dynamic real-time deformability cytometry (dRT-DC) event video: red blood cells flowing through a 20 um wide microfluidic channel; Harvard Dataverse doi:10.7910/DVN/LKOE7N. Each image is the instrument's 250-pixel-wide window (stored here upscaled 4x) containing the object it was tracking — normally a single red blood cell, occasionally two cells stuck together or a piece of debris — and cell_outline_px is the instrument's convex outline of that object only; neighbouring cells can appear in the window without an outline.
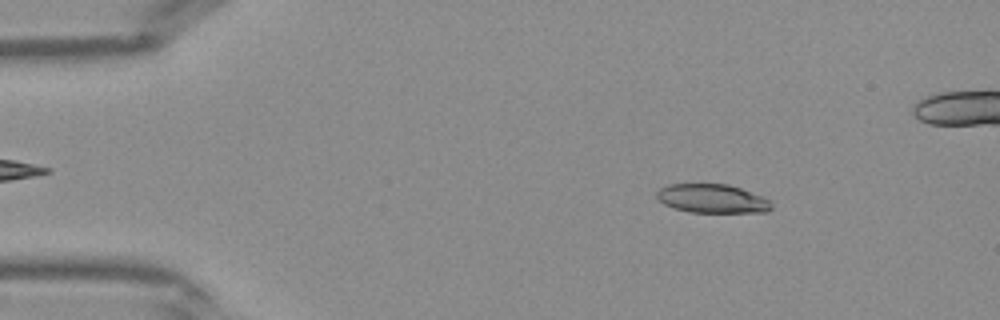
{"species": "Egyptian fruit bat (a non-hibernating species)", "species_latin": "Rousettus aegyptiacus", "temperature_condition": "warm", "stored_images_in_passage": 42, "camera_frame_rate_fps": 3000, "um_per_image_px": 0.085, "frame": {"image": 1, "passage_image": 6, "time_ms": 1.667, "image_size_px": [1000, 320], "cell_outline_px": [[772, 208], [768, 212], [688, 212], [664, 204], [656, 196], [656, 192], [660, 188], [668, 184], [728, 184], [764, 196], [772, 204]], "centroid_in_image_um": [60.56, 16.88], "position_along_channel_um": 24.4, "area_um2": 19.25}}
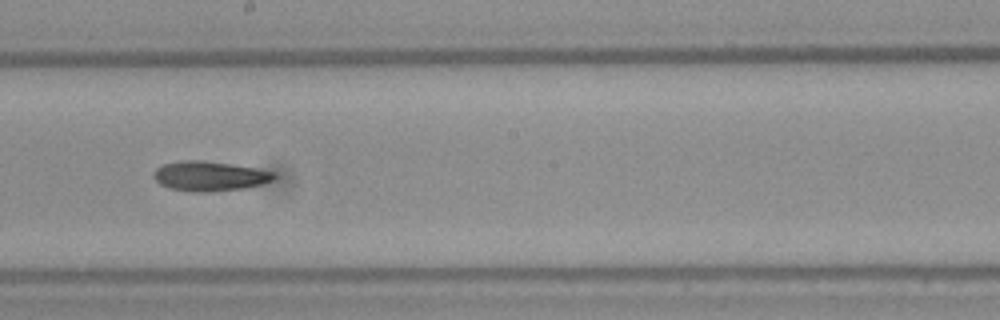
{"frame": {"image": 2, "passage_image": 23, "time_ms": 7.333, "image_size_px": [1000, 320], "cell_outline_px": [[276, 176], [272, 180], [264, 184], [248, 188], [208, 192], [192, 192], [168, 188], [160, 184], [152, 176], [152, 172], [156, 168], [164, 164], [184, 160], [200, 160], [256, 168], [276, 172]], "centroid_in_image_um": [17.82, 14.98], "position_along_channel_um": 230.4, "area_um2": 21.04}}
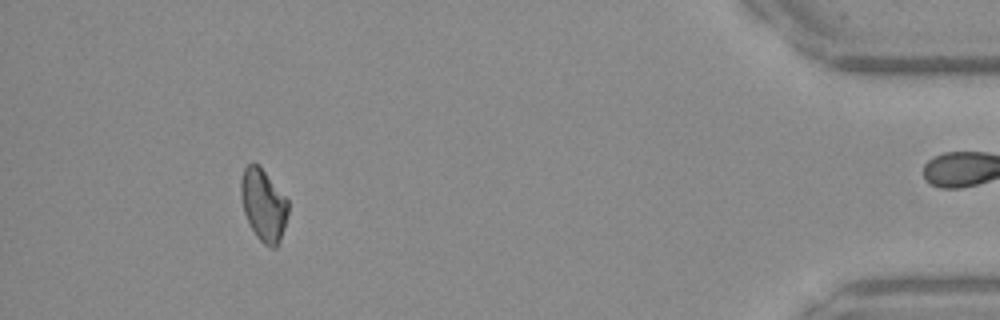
{"frame": {"image": 3, "passage_image": 38, "time_ms": 12.333, "image_size_px": [1000, 320], "cell_outline_px": [[288, 212], [284, 228], [280, 240], [276, 248], [272, 248], [264, 244], [256, 236], [244, 212], [240, 196], [240, 180], [244, 168], [252, 160], [264, 172], [288, 200]], "centroid_in_image_um": [22.38, 17.43], "position_along_channel_um": 412.8, "area_um2": 19.59}}